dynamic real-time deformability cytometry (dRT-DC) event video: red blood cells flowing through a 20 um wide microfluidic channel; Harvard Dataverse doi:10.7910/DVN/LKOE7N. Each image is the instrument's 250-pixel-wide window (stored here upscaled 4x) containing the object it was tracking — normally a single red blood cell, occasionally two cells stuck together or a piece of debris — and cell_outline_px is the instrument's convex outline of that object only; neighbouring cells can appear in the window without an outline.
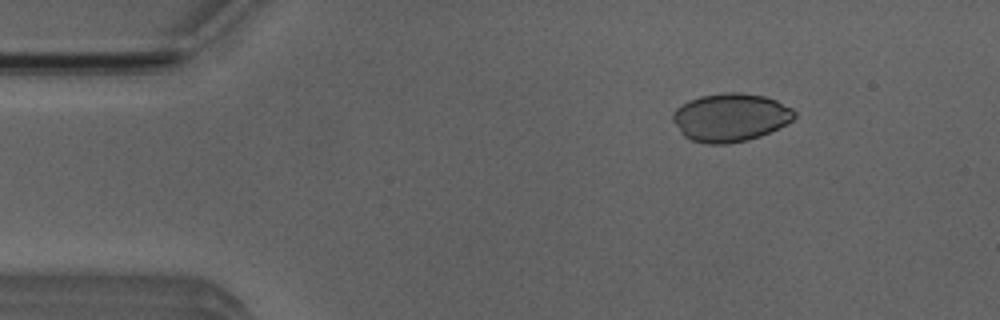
{"species": "Egyptian fruit bat (a non-hibernating species)", "species_latin": "Rousettus aegyptiacus", "temperature_condition": "room temperature", "stored_images_in_passage": 48, "camera_frame_rate_fps": 3000, "um_per_image_px": 0.085, "animal": {"sex": "male"}, "frame": {"image": 1, "passage_image": 3, "time_ms": 0.667, "image_size_px": [1000, 320], "cell_outline_px": [[796, 116], [792, 120], [760, 136], [748, 140], [728, 144], [704, 144], [692, 140], [684, 136], [680, 132], [672, 120], [672, 112], [680, 104], [688, 100], [700, 96], [724, 92], [740, 92], [764, 96], [776, 100], [792, 108], [796, 112]], "centroid_in_image_um": [62.04, 9.97], "position_along_channel_um": 23.0, "area_um2": 34.33}}